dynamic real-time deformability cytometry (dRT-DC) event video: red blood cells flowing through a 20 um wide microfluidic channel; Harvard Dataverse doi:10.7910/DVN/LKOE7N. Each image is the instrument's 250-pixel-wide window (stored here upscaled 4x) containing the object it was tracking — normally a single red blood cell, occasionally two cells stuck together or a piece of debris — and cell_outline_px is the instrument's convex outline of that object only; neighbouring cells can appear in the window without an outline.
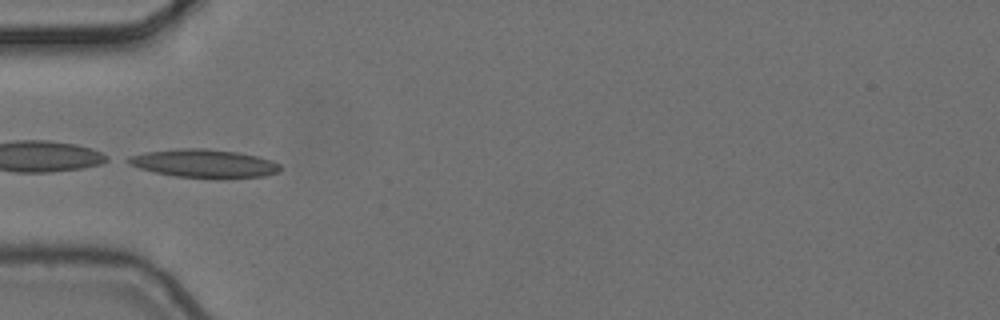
{"species": "common noctule bat (a hibernating species)", "species_latin": "Nyctalus noctula", "temperature_condition": "cold", "stored_images_in_passage": 8, "camera_frame_rate_fps": 3000, "um_per_image_px": 0.085, "animal": {"sex": "female", "body_mass_g": 24.6, "forearm_length_mm": 56.2}, "frame": {"image": 1, "passage_image": 4, "time_ms": 1.0, "image_size_px": [1000, 320], "cell_outline_px": [[280, 172], [264, 176], [224, 180], [220, 180], [176, 176], [156, 172], [140, 168], [128, 164], [120, 160], [128, 156], [144, 152], [180, 148], [204, 148], [236, 152], [256, 156], [272, 160], [280, 164]], "centroid_in_image_um": [17.33, 13.91], "position_along_channel_um": 67.7, "area_um2": 25.72}}
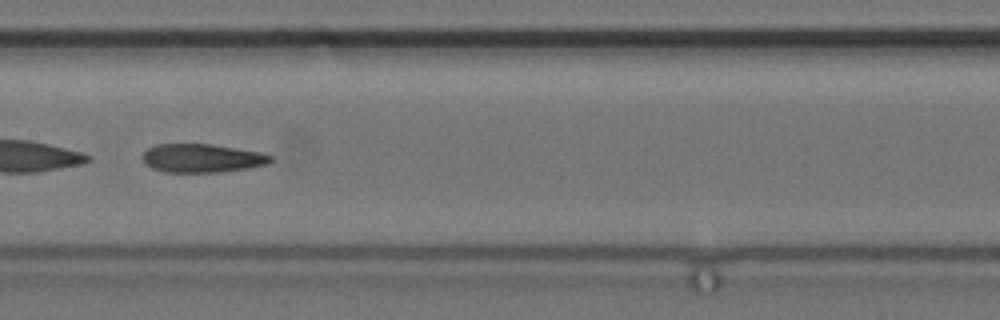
{"frame": {"image": 2, "passage_image": 7, "time_ms": 2.0, "image_size_px": [1000, 320], "cell_outline_px": [[272, 160], [268, 164], [248, 168], [220, 172], [164, 172], [152, 168], [144, 164], [144, 152], [148, 148], [156, 144], [212, 144], [260, 152], [272, 156]], "centroid_in_image_um": [17.17, 13.44], "position_along_channel_um": 190.2, "area_um2": 21.27}}
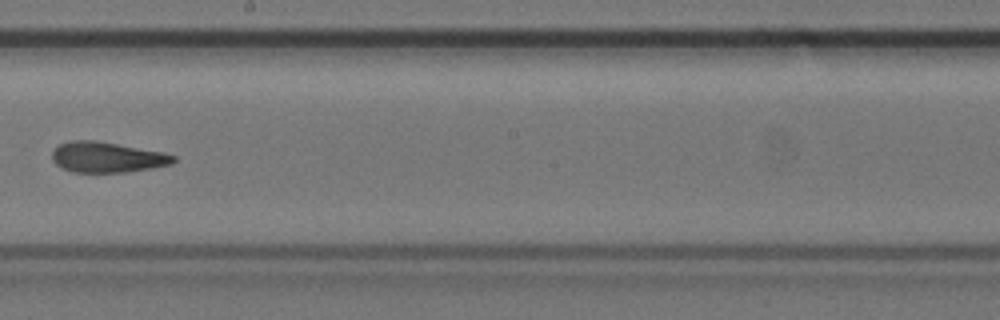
{"frame": {"image": 3, "passage_image": 8, "time_ms": 2.333, "image_size_px": [1000, 320], "cell_outline_px": [[176, 160], [172, 164], [152, 168], [124, 172], [72, 172], [56, 164], [52, 160], [52, 152], [60, 144], [72, 140], [96, 140], [164, 152], [176, 156]], "centroid_in_image_um": [9.13, 13.36], "position_along_channel_um": 239.1, "area_um2": 21.56}}